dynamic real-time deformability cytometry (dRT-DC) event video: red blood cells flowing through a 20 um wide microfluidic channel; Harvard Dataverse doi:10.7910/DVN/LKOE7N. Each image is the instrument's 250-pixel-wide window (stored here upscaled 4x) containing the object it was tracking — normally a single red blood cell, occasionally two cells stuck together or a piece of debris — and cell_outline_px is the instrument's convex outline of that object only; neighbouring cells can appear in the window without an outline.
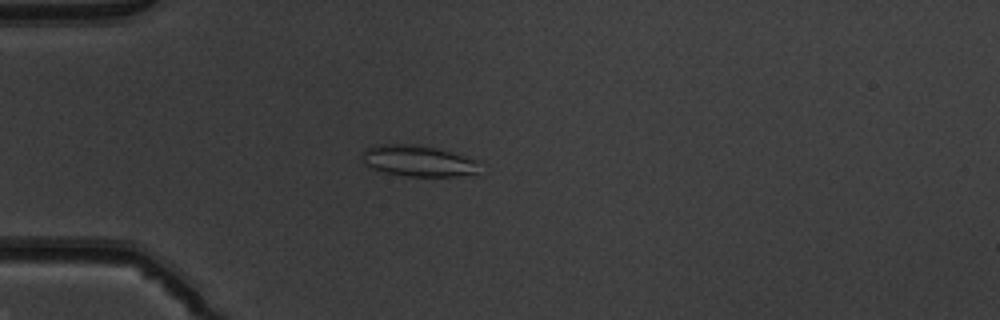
{"species": "common noctule bat (a hibernating species)", "species_latin": "Nyctalus noctula", "temperature_condition": "warm", "stored_images_in_passage": 52, "camera_frame_rate_fps": 3000, "um_per_image_px": 0.085, "animal": {"sex": "male", "body_mass_g": 19.5, "forearm_length_mm": 54.6}, "frame": {"image": 1, "passage_image": 15, "time_ms": 4.667, "image_size_px": [1000, 320], "cell_outline_px": [[480, 160], [476, 172], [456, 176], [408, 176], [384, 172], [372, 168], [364, 164], [360, 152], [364, 148], [372, 144], [408, 144], [432, 148], [452, 152]], "centroid_in_image_um": [35.46, 13.66], "position_along_channel_um": 49.5, "area_um2": 21.27}}
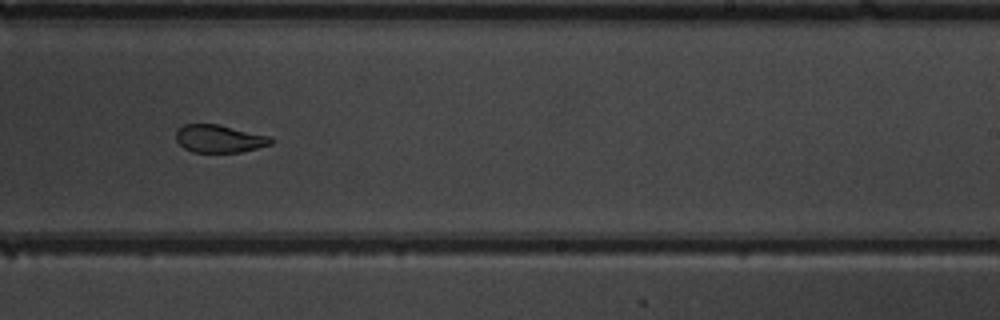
{"frame": {"image": 2, "passage_image": 33, "time_ms": 10.667, "image_size_px": [1000, 320], "cell_outline_px": [[276, 140], [272, 144], [240, 152], [192, 152], [184, 148], [176, 140], [176, 128], [184, 124], [216, 124], [272, 136]], "centroid_in_image_um": [18.66, 11.78], "position_along_channel_um": 270.3, "area_um2": 15.49}}
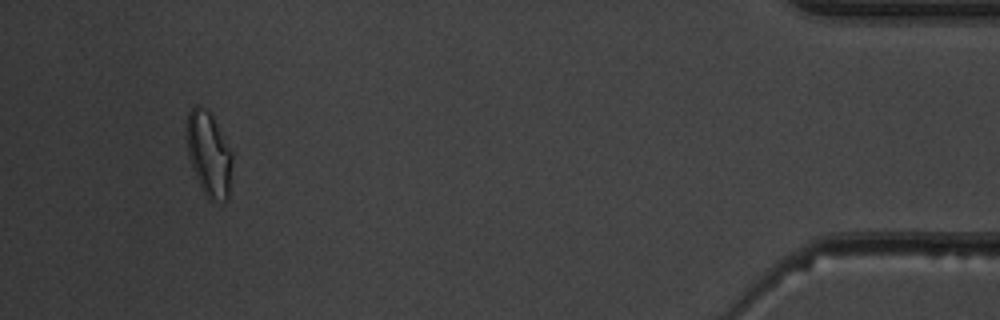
{"frame": {"image": 3, "passage_image": 49, "time_ms": 16.0, "image_size_px": [1000, 320], "cell_outline_px": [[232, 164], [228, 200], [224, 204], [212, 204], [208, 200], [192, 168], [188, 156], [184, 132], [188, 112], [196, 104], [200, 104], [212, 112], [232, 152]], "centroid_in_image_um": [17.74, 13.09], "position_along_channel_um": 417.5, "area_um2": 23.52}, "authors_computed_cell_mechanics": {"area_um2": 18.6983, "velocity_mm_per_s": 3.9627, "shape_relaxation_time_tau1_ms": 6.2348, "shape_relaxation_time_tau2_ms": 2.0055, "deformation_change_tau1": 0.1581, "deformation_change_tau2": 0.0632}}